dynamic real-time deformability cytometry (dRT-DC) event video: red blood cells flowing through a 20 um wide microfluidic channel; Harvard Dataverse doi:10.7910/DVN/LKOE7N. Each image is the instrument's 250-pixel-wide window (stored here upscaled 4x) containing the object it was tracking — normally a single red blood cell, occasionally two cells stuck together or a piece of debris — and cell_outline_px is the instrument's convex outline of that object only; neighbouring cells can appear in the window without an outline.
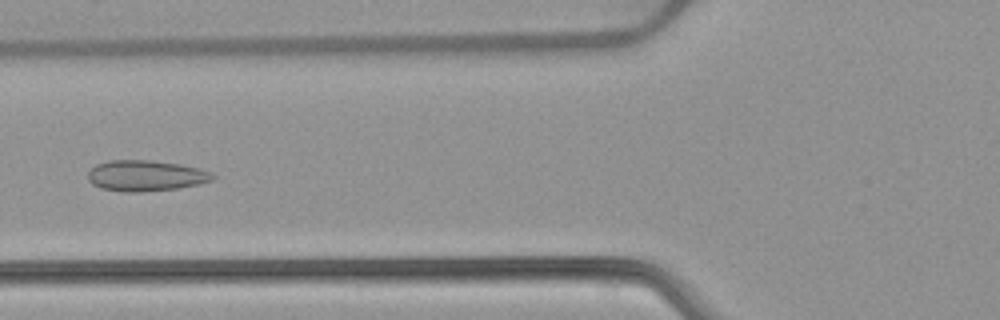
{"species": "common noctule bat (a hibernating species)", "species_latin": "Nyctalus noctula", "temperature_condition": "warm", "stored_images_in_passage": 31, "camera_frame_rate_fps": 3000, "um_per_image_px": 0.085, "animal": {"sex": "female", "body_mass_g": 22.7, "forearm_length_mm": 54.2}, "frame": {"image": 1, "passage_image": 5, "time_ms": 1.333, "image_size_px": [1000, 320], "cell_outline_px": [[216, 176], [212, 180], [196, 184], [176, 188], [140, 192], [124, 192], [100, 188], [92, 184], [88, 180], [88, 172], [96, 164], [108, 160], [152, 160], [180, 164], [200, 168], [212, 172]], "centroid_in_image_um": [12.37, 14.92], "position_along_channel_um": 113.4, "area_um2": 22.48}}
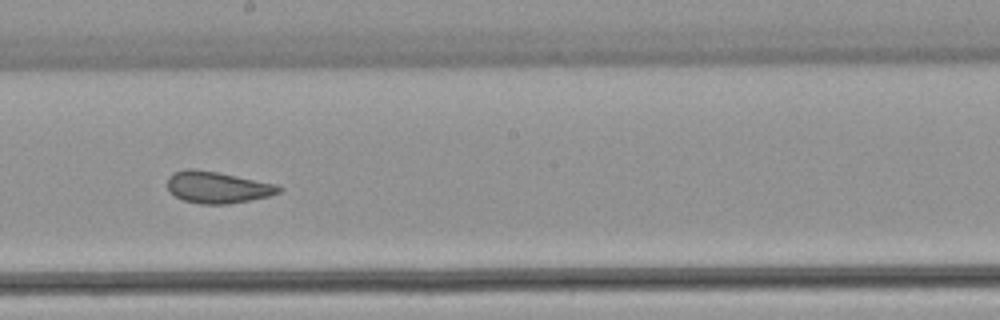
{"frame": {"image": 2, "passage_image": 14, "time_ms": 4.333, "image_size_px": [1000, 320], "cell_outline_px": [[284, 188], [280, 192], [268, 196], [228, 204], [200, 204], [184, 200], [176, 196], [168, 188], [168, 176], [172, 172], [188, 168], [196, 168], [276, 184]], "centroid_in_image_um": [18.47, 15.91], "position_along_channel_um": 229.7, "area_um2": 20.4}}
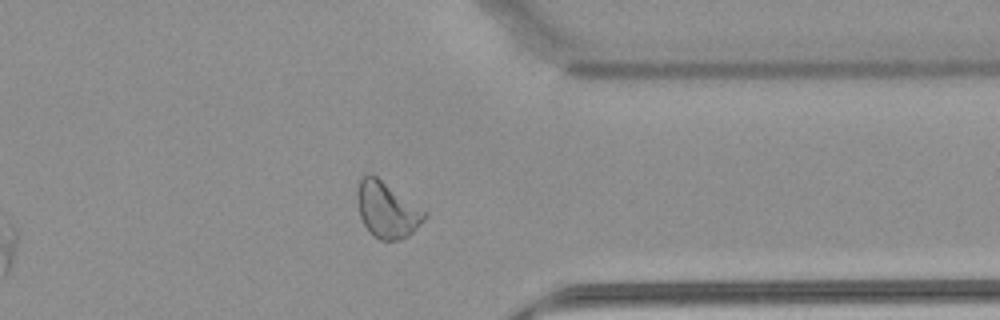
{"frame": {"image": 3, "passage_image": 26, "time_ms": 8.333, "image_size_px": [1000, 320], "cell_outline_px": [[428, 216], [408, 236], [400, 240], [380, 240], [372, 236], [364, 224], [360, 216], [356, 200], [356, 192], [360, 180], [368, 172], [376, 176], [428, 212]], "centroid_in_image_um": [32.89, 17.84], "position_along_channel_um": 378.5, "area_um2": 22.02}, "authors_computed_cell_mechanics": {"area_um2": 21.0392, "velocity_mm_per_s": 3.8808, "shape_relaxation_time_tau1_ms": null, "shape_relaxation_time_tau2_ms": 1.3749, "deformation_change_tau1": null, "deformation_change_tau2": 0.0919}}